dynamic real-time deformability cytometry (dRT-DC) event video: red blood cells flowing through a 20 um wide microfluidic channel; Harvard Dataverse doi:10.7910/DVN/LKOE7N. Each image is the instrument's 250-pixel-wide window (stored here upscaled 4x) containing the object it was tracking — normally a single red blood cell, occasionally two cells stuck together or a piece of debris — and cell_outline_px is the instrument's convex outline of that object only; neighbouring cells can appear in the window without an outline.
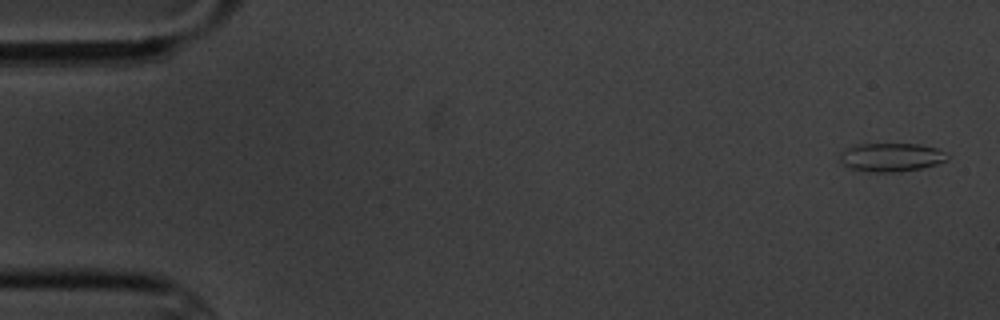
{"species": "common noctule bat (a hibernating species)", "species_latin": "Nyctalus noctula", "temperature_condition": "cold", "stored_images_in_passage": 7, "camera_frame_rate_fps": 3000, "um_per_image_px": 0.085, "animal": {"sex": "male", "body_mass_g": 20.1, "forearm_length_mm": 53.5}, "frame": {"image": 1, "passage_image": 1, "time_ms": 0.0, "image_size_px": [1000, 320], "cell_outline_px": [[948, 160], [936, 164], [920, 168], [892, 172], [876, 172], [852, 168], [844, 164], [840, 160], [840, 152], [848, 148], [860, 144], [920, 144], [936, 148], [944, 152], [948, 156]], "centroid_in_image_um": [75.77, 13.35], "position_along_channel_um": 9.2, "area_um2": 17.51}}
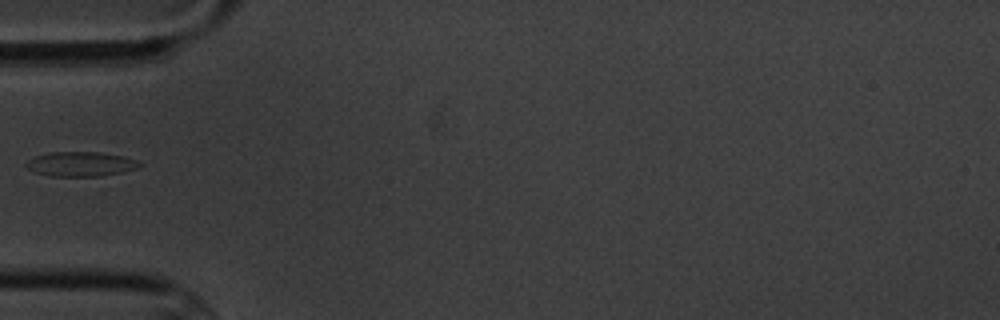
{"frame": {"image": 2, "passage_image": 6, "time_ms": 5.667, "image_size_px": [1000, 320], "cell_outline_px": [[144, 164], [140, 168], [124, 172], [100, 176], [48, 176], [36, 172], [28, 168], [24, 164], [28, 160], [36, 156], [48, 152], [100, 152], [124, 156], [136, 160]], "centroid_in_image_um": [6.91, 13.94], "position_along_channel_um": 78.1, "area_um2": 16.42}}
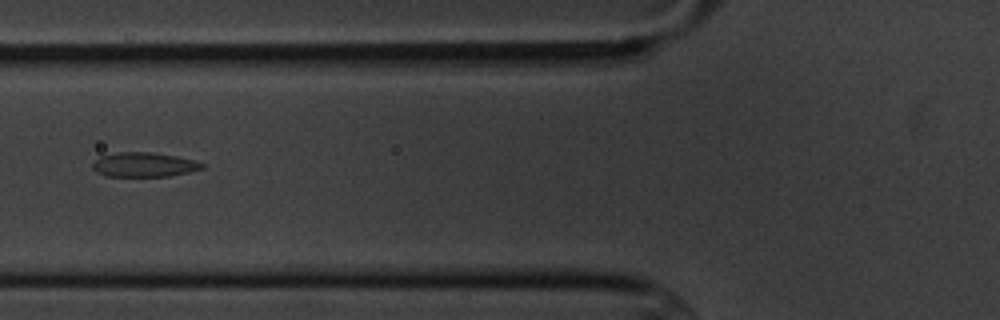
{"frame": {"image": 3, "passage_image": 7, "time_ms": 6.667, "image_size_px": [1000, 320], "cell_outline_px": [[204, 168], [188, 172], [168, 176], [108, 176], [96, 172], [92, 168], [92, 164], [100, 156], [116, 152], [152, 152], [176, 156], [192, 160], [204, 164]], "centroid_in_image_um": [12.21, 13.99], "position_along_channel_um": 113.6, "area_um2": 15.49}}